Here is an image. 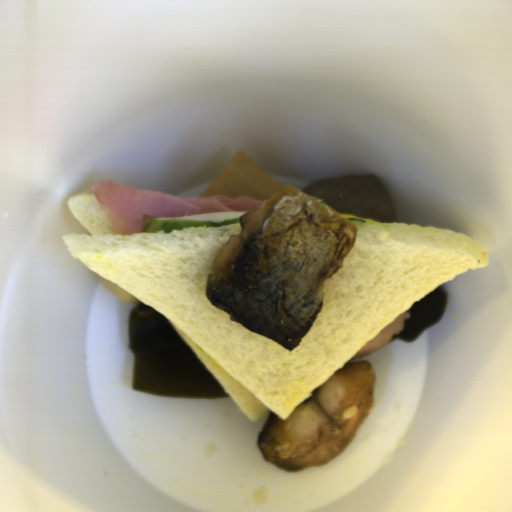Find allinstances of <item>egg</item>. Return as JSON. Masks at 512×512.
I'll list each match as a JSON object with an SVG mask.
<instances>
[{
    "instance_id": "2",
    "label": "egg",
    "mask_w": 512,
    "mask_h": 512,
    "mask_svg": "<svg viewBox=\"0 0 512 512\" xmlns=\"http://www.w3.org/2000/svg\"><path fill=\"white\" fill-rule=\"evenodd\" d=\"M341 215L345 216L347 219L348 218L365 219L366 223H362V225H379L380 224L377 221H374V220H371V219H368V218H364V217H361V216H356V215H352V214H341Z\"/></svg>"
},
{
    "instance_id": "1",
    "label": "egg",
    "mask_w": 512,
    "mask_h": 512,
    "mask_svg": "<svg viewBox=\"0 0 512 512\" xmlns=\"http://www.w3.org/2000/svg\"><path fill=\"white\" fill-rule=\"evenodd\" d=\"M245 213H247V212H241V211L234 210V211H225V212H215V213H206V214L158 218L156 220H200V221L221 222V221H224L227 219H240V216H243Z\"/></svg>"
}]
</instances>
